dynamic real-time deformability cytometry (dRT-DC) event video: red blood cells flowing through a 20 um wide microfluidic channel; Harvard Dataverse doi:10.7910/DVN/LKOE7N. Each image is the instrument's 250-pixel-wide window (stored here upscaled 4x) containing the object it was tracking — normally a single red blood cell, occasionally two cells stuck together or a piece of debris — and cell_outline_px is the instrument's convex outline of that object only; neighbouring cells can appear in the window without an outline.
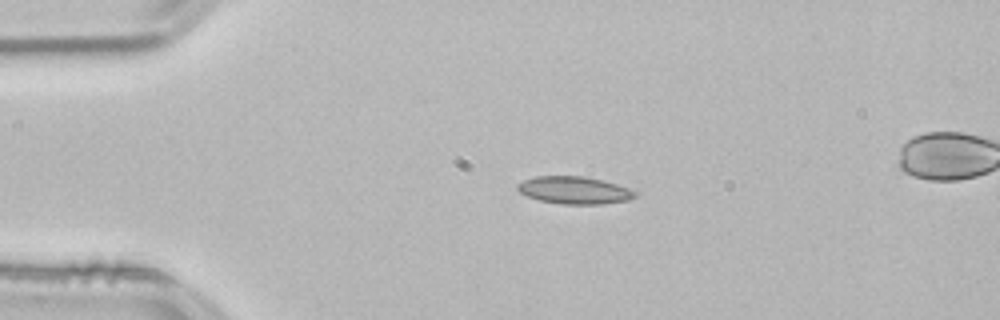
{"species": "common noctule bat (a hibernating species)", "species_latin": "Nyctalus noctula", "temperature_condition": "room temperature", "stored_images_in_passage": 43, "camera_frame_rate_fps": 3000, "um_per_image_px": 0.085, "animal": {"sex": "male", "body_mass_g": 21.5, "forearm_length_mm": 52.0}, "frame": {"image": 1, "passage_image": 1, "time_ms": 0.0, "image_size_px": [1000, 320], "cell_outline_px": [[636, 196], [628, 200], [604, 204], [560, 204], [540, 200], [528, 196], [520, 192], [516, 188], [516, 184], [524, 180], [536, 176], [584, 176], [604, 180], [628, 188], [636, 192]], "centroid_in_image_um": [48.81, 16.16], "position_along_channel_um": 36.2, "area_um2": 18.79}, "authors_computed_cell_mechanics": {"area_um2": 17.6868, "velocity_mm_per_s": 3.8428, "shape_relaxation_time_tau1_ms": null, "shape_relaxation_time_tau2_ms": 2.6221, "deformation_change_tau1": null, "deformation_change_tau2": 0.0977}}